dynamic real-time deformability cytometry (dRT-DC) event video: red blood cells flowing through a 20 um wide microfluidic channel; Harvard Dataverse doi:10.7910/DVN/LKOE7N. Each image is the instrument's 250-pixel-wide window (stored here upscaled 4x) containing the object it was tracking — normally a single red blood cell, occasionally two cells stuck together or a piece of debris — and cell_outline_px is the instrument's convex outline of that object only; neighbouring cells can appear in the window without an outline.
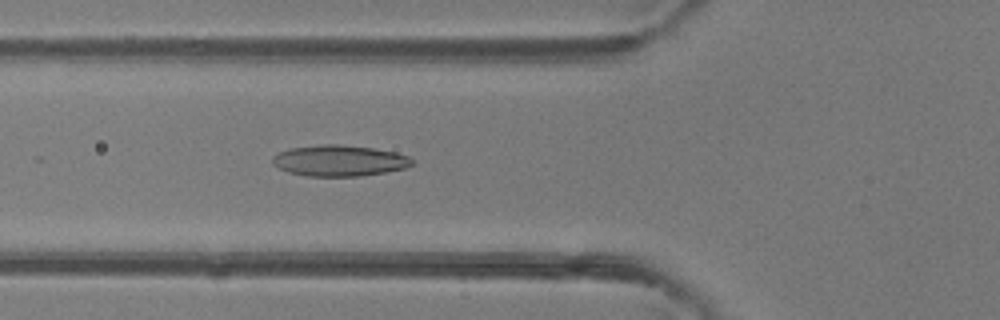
{"species": "common noctule bat (a hibernating species)", "species_latin": "Nyctalus noctula", "temperature_condition": "room temperature", "stored_images_in_passage": 13, "camera_frame_rate_fps": 3000, "um_per_image_px": 0.085, "animal": {"sex": "female"}, "frame": {"image": 1, "passage_image": 7, "time_ms": 2.0, "image_size_px": [1000, 320], "cell_outline_px": [[412, 164], [404, 168], [384, 172], [360, 176], [308, 176], [288, 172], [272, 164], [272, 156], [288, 148], [324, 144], [340, 144], [372, 148], [396, 152], [408, 156], [412, 160]], "centroid_in_image_um": [28.81, 13.65], "position_along_channel_um": 97.0, "area_um2": 25.14}}
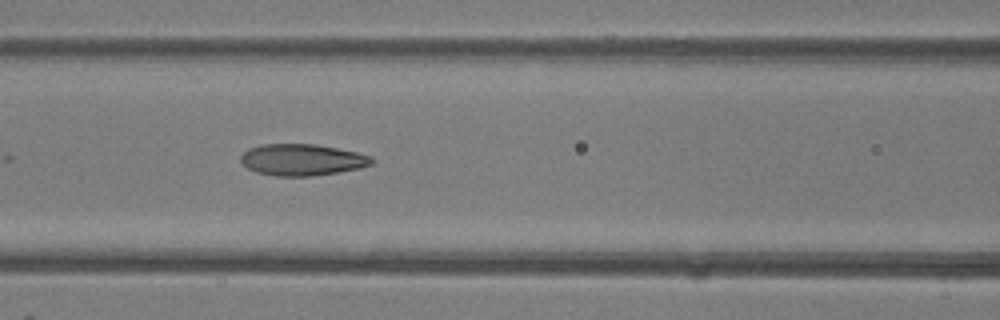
{"frame": {"image": 2, "passage_image": 10, "time_ms": 3.0, "image_size_px": [1000, 320], "cell_outline_px": [[376, 160], [372, 164], [360, 168], [312, 176], [276, 176], [256, 172], [248, 168], [240, 160], [240, 156], [248, 148], [260, 144], [316, 144], [356, 152], [372, 156]], "centroid_in_image_um": [25.68, 13.57], "position_along_channel_um": 140.9, "area_um2": 24.1}}
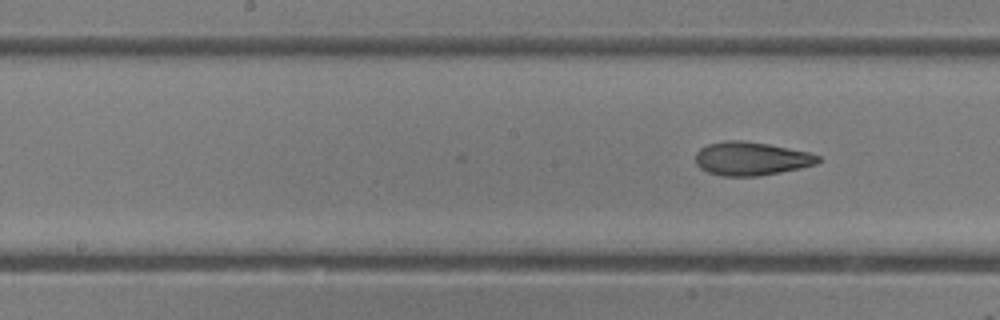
{"frame": {"image": 3, "passage_image": 13, "time_ms": 4.0, "image_size_px": [1000, 320], "cell_outline_px": [[820, 160], [816, 164], [800, 168], [760, 176], [724, 176], [708, 172], [700, 168], [696, 164], [696, 152], [700, 148], [708, 144], [728, 140], [744, 140], [768, 144], [808, 152], [820, 156]], "centroid_in_image_um": [63.84, 13.48], "position_along_channel_um": 184.4, "area_um2": 23.87}}